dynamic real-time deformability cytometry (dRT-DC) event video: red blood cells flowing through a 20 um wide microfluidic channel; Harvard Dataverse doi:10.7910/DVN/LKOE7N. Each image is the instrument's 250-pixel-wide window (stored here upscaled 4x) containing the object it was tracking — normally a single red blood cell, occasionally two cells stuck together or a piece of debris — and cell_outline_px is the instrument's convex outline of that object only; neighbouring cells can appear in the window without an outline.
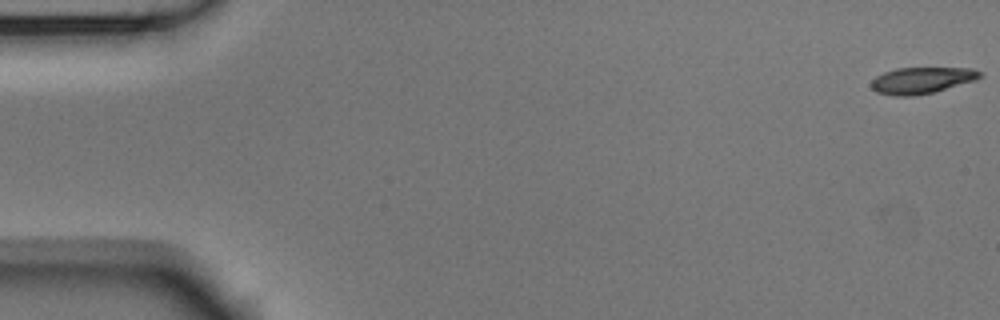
{"species": "Egyptian fruit bat (a non-hibernating species)", "species_latin": "Rousettus aegyptiacus", "temperature_condition": "room temperature", "stored_images_in_passage": 54, "camera_frame_rate_fps": 3000, "um_per_image_px": 0.085, "animal": {"sex": "male"}, "frame": {"image": 1, "passage_image": 1, "time_ms": 0.0, "image_size_px": [1000, 320], "cell_outline_px": [[984, 76], [976, 80], [932, 92], [916, 96], [892, 96], [876, 92], [872, 88], [872, 80], [876, 76], [884, 72], [896, 68], [972, 68], [984, 72]], "centroid_in_image_um": [78.37, 6.82], "position_along_channel_um": 6.6, "area_um2": 16.82}}
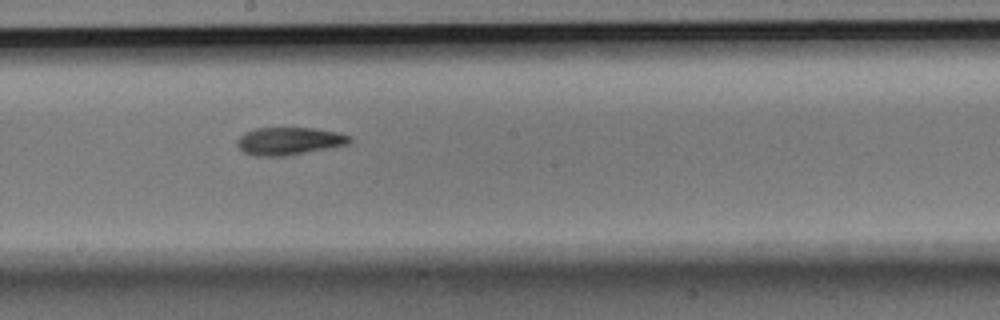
{"frame": {"image": 2, "passage_image": 30, "time_ms": 9.667, "image_size_px": [1000, 320], "cell_outline_px": [[352, 140], [348, 144], [328, 148], [284, 156], [256, 156], [244, 152], [236, 144], [236, 140], [244, 132], [256, 128], [312, 128], [336, 132], [352, 136]], "centroid_in_image_um": [24.55, 11.98], "position_along_channel_um": 223.6, "area_um2": 18.03}}
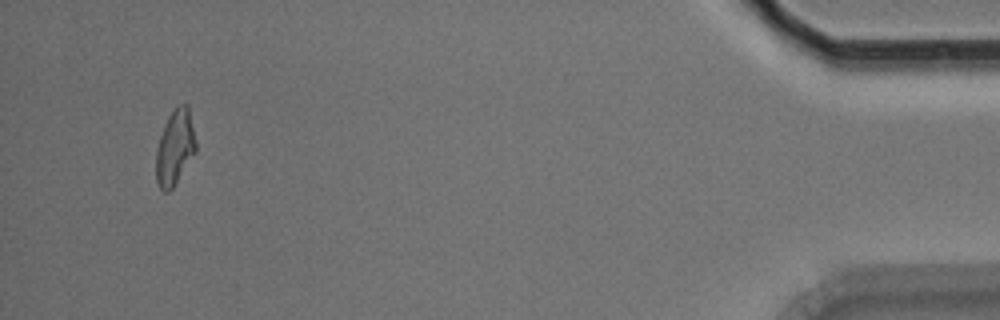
{"frame": {"image": 3, "passage_image": 52, "time_ms": 17.0, "image_size_px": [1000, 320], "cell_outline_px": [[196, 152], [172, 188], [168, 192], [164, 192], [160, 188], [156, 180], [156, 148], [164, 124], [168, 116], [180, 104], [188, 104], [196, 144]], "centroid_in_image_um": [14.86, 12.54], "position_along_channel_um": 420.3, "area_um2": 17.28}, "authors_computed_cell_mechanics": {"area_um2": 17.6868, "velocity_mm_per_s": 3.7223, "shape_relaxation_time_tau1_ms": 3.6169, "shape_relaxation_time_tau2_ms": 4.932, "deformation_change_tau1": 0.1849, "deformation_change_tau2": 0.1303}}